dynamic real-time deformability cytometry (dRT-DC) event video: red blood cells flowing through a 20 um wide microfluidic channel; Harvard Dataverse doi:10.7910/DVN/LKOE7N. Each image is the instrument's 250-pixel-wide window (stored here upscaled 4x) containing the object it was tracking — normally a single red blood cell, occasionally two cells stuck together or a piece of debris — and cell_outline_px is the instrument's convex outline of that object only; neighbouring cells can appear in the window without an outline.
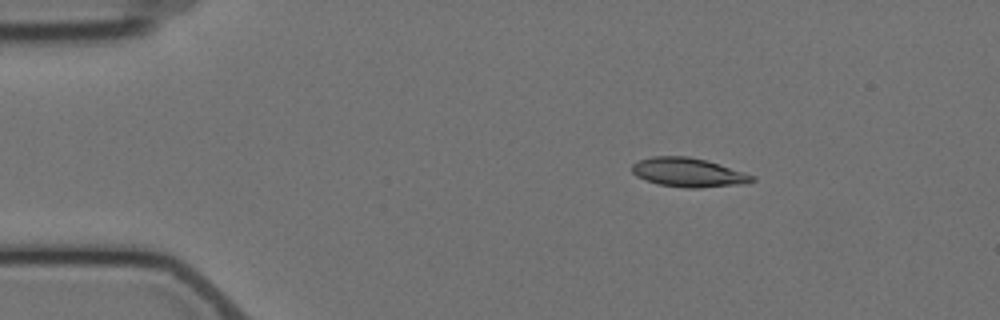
{"species": "Egyptian fruit bat (a non-hibernating species)", "species_latin": "Rousettus aegyptiacus", "temperature_condition": "cold", "stored_images_in_passage": 5, "camera_frame_rate_fps": 3000, "um_per_image_px": 0.085, "animal": {"sex": "female"}, "frame": {"image": 1, "passage_image": 2, "time_ms": 1.333, "image_size_px": [1000, 320], "cell_outline_px": [[756, 180], [744, 184], [700, 188], [688, 188], [660, 184], [644, 180], [636, 176], [632, 172], [632, 164], [640, 160], [652, 156], [688, 156], [708, 160], [756, 176]], "centroid_in_image_um": [58.53, 14.65], "position_along_channel_um": 26.5, "area_um2": 20.46}}
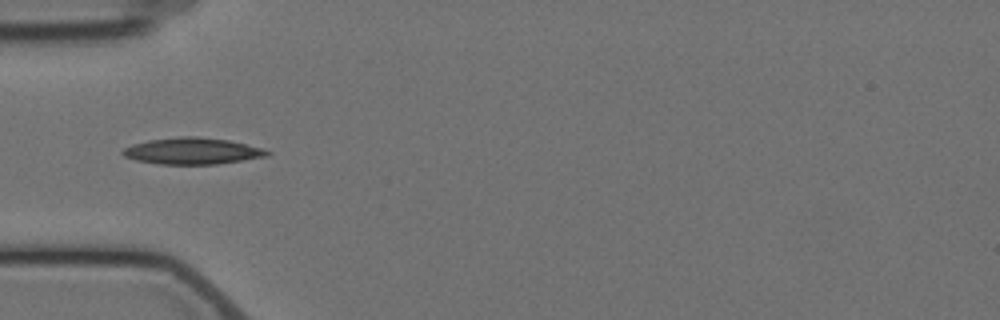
{"frame": {"image": 2, "passage_image": 4, "time_ms": 4.333, "image_size_px": [1000, 320], "cell_outline_px": [[272, 152], [268, 156], [216, 164], [160, 164], [136, 160], [124, 156], [120, 152], [124, 148], [132, 144], [148, 140], [180, 136], [196, 136], [228, 140], [264, 148]], "centroid_in_image_um": [16.35, 12.83], "position_along_channel_um": 68.7, "area_um2": 22.31}}
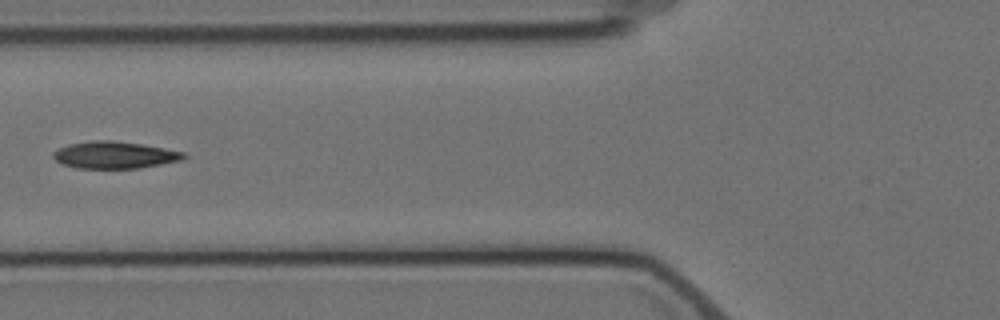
{"frame": {"image": 3, "passage_image": 5, "time_ms": 5.667, "image_size_px": [1000, 320], "cell_outline_px": [[188, 156], [180, 160], [140, 168], [76, 168], [60, 164], [52, 156], [52, 152], [68, 144], [92, 140], [112, 140], [140, 144], [164, 148], [184, 152]], "centroid_in_image_um": [9.7, 13.17], "position_along_channel_um": 116.1, "area_um2": 20.52}}